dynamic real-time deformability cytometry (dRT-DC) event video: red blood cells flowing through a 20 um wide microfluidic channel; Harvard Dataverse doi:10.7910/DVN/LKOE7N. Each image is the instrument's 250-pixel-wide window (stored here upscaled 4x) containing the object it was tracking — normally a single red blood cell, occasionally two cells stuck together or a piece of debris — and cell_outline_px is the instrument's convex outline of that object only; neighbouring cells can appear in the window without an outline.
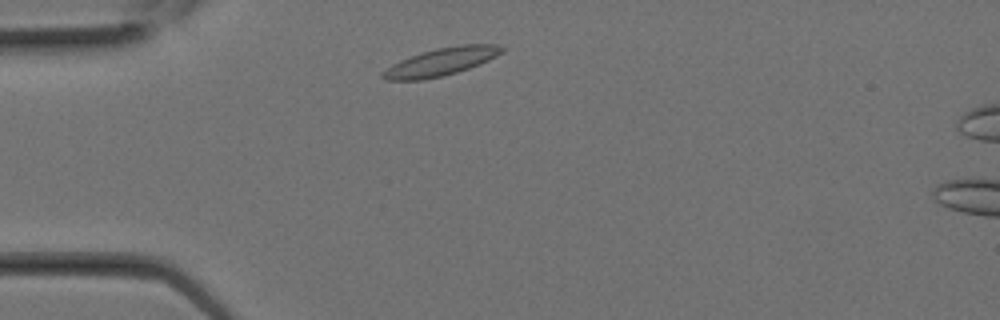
{"species": "Egyptian fruit bat (a non-hibernating species)", "species_latin": "Rousettus aegyptiacus", "temperature_condition": "room temperature", "stored_images_in_passage": 22, "camera_frame_rate_fps": 3000, "um_per_image_px": 0.085, "animal": {"sex": "female"}, "frame": {"image": 1, "passage_image": 2, "time_ms": 0.333, "image_size_px": [1000, 320], "cell_outline_px": [[504, 52], [480, 64], [444, 76], [420, 80], [384, 80], [380, 76], [380, 72], [392, 64], [400, 60], [436, 48], [460, 44], [496, 44], [504, 48]], "centroid_in_image_um": [37.48, 5.26], "position_along_channel_um": 47.5, "area_um2": 19.25}}
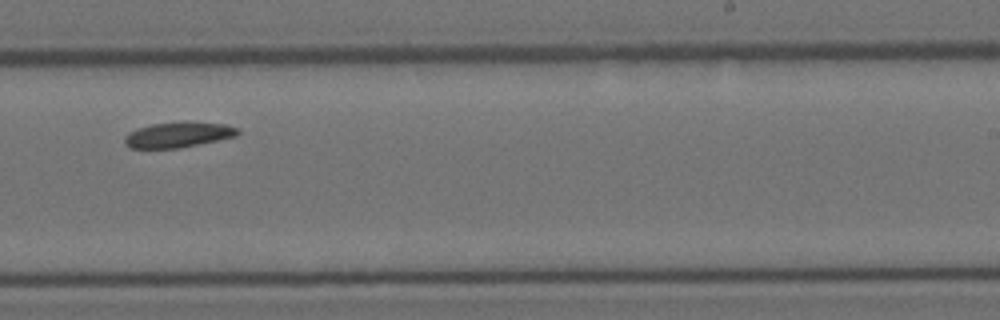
{"frame": {"image": 2, "passage_image": 12, "time_ms": 3.667, "image_size_px": [1000, 320], "cell_outline_px": [[240, 132], [236, 136], [180, 148], [128, 148], [124, 144], [124, 136], [128, 132], [136, 128], [152, 124], [184, 120], [224, 124], [240, 128]], "centroid_in_image_um": [15.13, 11.43], "position_along_channel_um": 273.9, "area_um2": 17.17}}
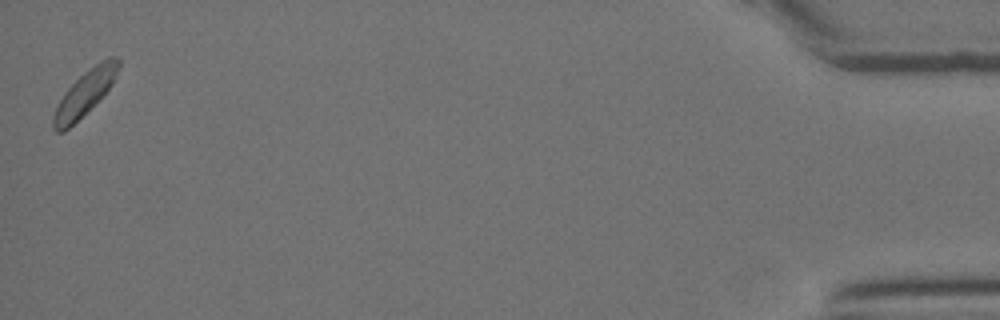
{"frame": {"image": 3, "passage_image": 22, "time_ms": 7.0, "image_size_px": [1000, 320], "cell_outline_px": [[120, 64], [116, 76], [112, 84], [64, 132], [56, 132], [52, 128], [52, 116], [64, 92], [88, 68], [100, 60], [108, 56], [116, 56], [120, 60]], "centroid_in_image_um": [7.2, 7.86], "position_along_channel_um": 428.0, "area_um2": 16.47}}